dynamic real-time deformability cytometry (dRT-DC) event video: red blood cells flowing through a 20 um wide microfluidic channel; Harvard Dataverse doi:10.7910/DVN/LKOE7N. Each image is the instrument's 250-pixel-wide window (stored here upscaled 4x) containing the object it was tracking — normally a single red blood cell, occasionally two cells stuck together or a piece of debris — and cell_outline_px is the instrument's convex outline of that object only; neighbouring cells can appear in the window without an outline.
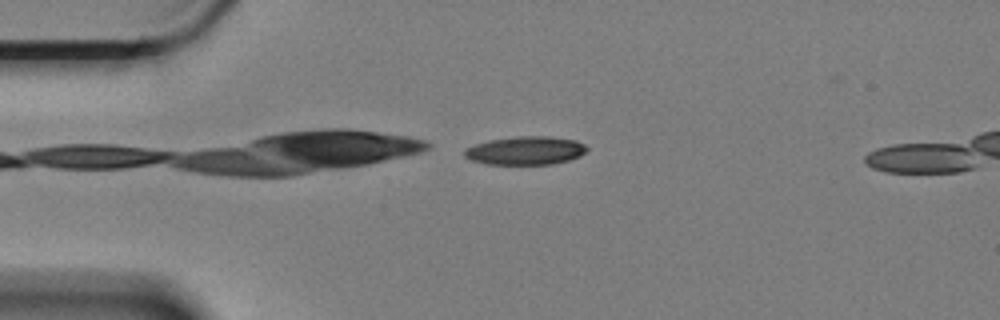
{"species": "Egyptian fruit bat (a non-hibernating species)", "species_latin": "Rousettus aegyptiacus", "temperature_condition": "cold", "stored_images_in_passage": 3, "camera_frame_rate_fps": 3000, "um_per_image_px": 0.085, "animal": {"sex": "female"}, "frame": {"image": 1, "passage_image": 3, "time_ms": 0.667, "image_size_px": [1000, 320], "cell_outline_px": [[588, 148], [580, 156], [568, 160], [552, 164], [484, 164], [472, 160], [464, 156], [464, 148], [476, 144], [492, 140], [520, 136], [548, 136], [576, 140], [584, 144]], "centroid_in_image_um": [44.67, 12.8], "position_along_channel_um": 40.3, "area_um2": 20.11}}